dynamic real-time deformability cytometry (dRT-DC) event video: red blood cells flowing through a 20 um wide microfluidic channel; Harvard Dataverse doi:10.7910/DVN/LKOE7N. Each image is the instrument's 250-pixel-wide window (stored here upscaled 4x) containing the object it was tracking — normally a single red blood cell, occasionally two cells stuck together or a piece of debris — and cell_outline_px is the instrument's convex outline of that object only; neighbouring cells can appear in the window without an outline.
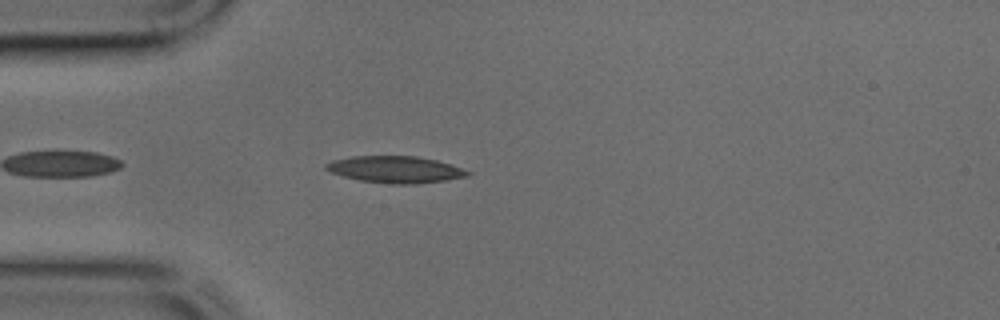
{"species": "common noctule bat (a hibernating species)", "species_latin": "Nyctalus noctula", "temperature_condition": "cold", "stored_images_in_passage": 9, "camera_frame_rate_fps": 3000, "um_per_image_px": 0.085, "animal": {"sex": "male", "body_mass_g": 17.9, "forearm_length_mm": 54.2}, "frame": {"image": 1, "passage_image": 3, "time_ms": 0.667, "image_size_px": [1000, 320], "cell_outline_px": [[472, 172], [468, 176], [444, 180], [416, 184], [392, 184], [360, 180], [344, 176], [332, 172], [324, 168], [324, 164], [332, 160], [352, 156], [416, 156], [436, 160], [452, 164]], "centroid_in_image_um": [33.61, 14.4], "position_along_channel_um": 51.4, "area_um2": 22.02}}